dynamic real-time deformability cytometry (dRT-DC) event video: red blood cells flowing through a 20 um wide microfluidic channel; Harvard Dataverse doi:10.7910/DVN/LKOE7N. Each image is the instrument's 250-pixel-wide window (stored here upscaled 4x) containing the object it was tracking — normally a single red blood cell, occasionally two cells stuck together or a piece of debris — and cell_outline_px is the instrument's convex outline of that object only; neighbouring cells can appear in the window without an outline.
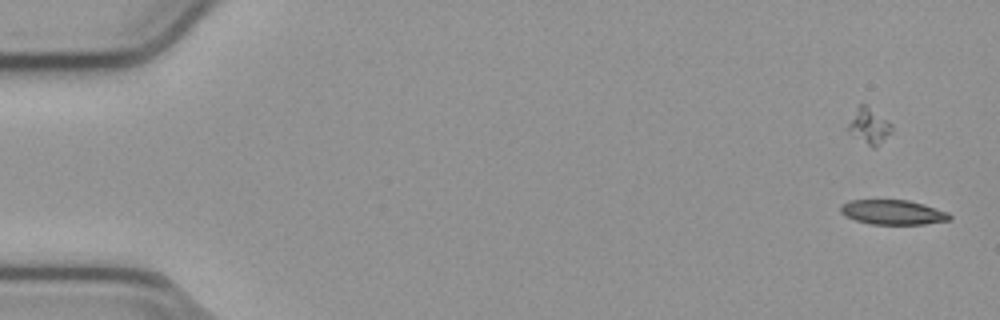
{"species": "common noctule bat (a hibernating species)", "species_latin": "Nyctalus noctula", "temperature_condition": "cold", "stored_images_in_passage": 57, "camera_frame_rate_fps": 3000, "um_per_image_px": 0.085, "animal": {"sex": "male", "body_mass_g": 23.1, "forearm_length_mm": 52.7}, "frame": {"image": 1, "passage_image": 5, "time_ms": 1.333, "image_size_px": [1000, 320], "cell_outline_px": [[952, 216], [948, 220], [924, 224], [868, 224], [844, 216], [840, 212], [840, 208], [844, 204], [852, 200], [908, 200], [924, 204], [948, 212]], "centroid_in_image_um": [75.89, 18.04], "position_along_channel_um": 9.1, "area_um2": 15.61}}
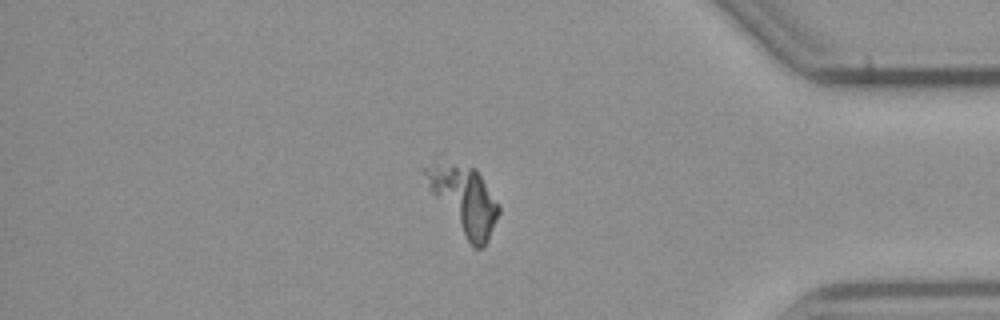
{"frame": {"image": 2, "passage_image": 49, "time_ms": 16.0, "image_size_px": [1000, 320], "cell_outline_px": [[500, 212], [488, 240], [484, 248], [476, 248], [468, 240], [428, 188], [424, 172], [424, 168], [432, 164], [436, 164], [476, 168], [500, 204]], "centroid_in_image_um": [39.52, 17.01], "position_along_channel_um": 395.7, "area_um2": 27.57}}
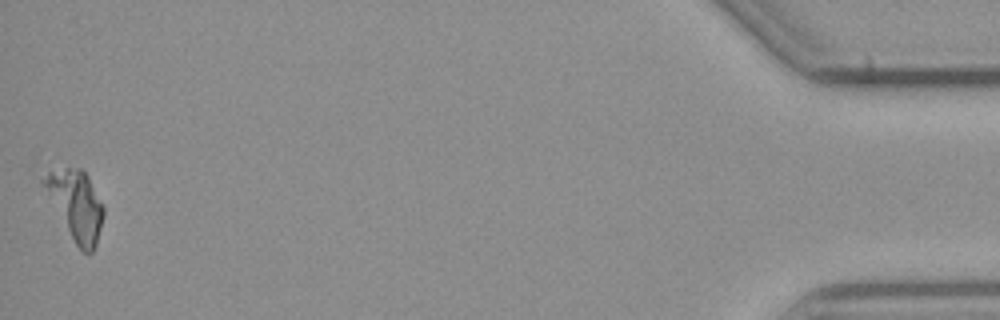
{"frame": {"image": 3, "passage_image": 57, "time_ms": 18.667, "image_size_px": [1000, 320], "cell_outline_px": [[104, 216], [96, 244], [92, 252], [80, 252], [40, 180], [48, 172], [64, 168], [80, 168], [88, 176], [104, 208]], "centroid_in_image_um": [6.48, 17.43], "position_along_channel_um": 428.7, "area_um2": 23.35}}